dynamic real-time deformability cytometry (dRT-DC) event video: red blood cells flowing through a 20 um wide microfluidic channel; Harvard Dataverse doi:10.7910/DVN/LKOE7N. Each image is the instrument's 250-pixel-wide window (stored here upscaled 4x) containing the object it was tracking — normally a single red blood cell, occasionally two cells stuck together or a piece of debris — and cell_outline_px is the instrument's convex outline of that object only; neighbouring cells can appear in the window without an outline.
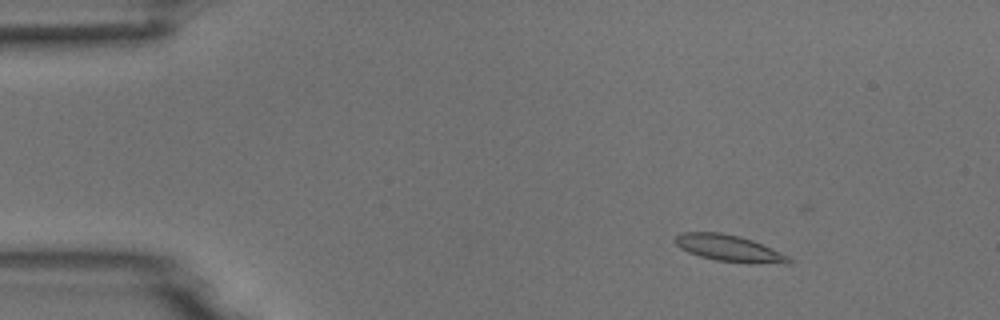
{"species": "common noctule bat (a hibernating species)", "species_latin": "Nyctalus noctula", "temperature_condition": "room temperature", "stored_images_in_passage": 6, "camera_frame_rate_fps": 3000, "um_per_image_px": 0.085, "animal": {"sex": "male", "body_mass_g": 18.8}, "frame": {"image": 1, "passage_image": 3, "time_ms": 0.667, "image_size_px": [1000, 320], "cell_outline_px": [[792, 260], [788, 264], [748, 264], [716, 260], [700, 256], [688, 252], [680, 248], [676, 244], [676, 236], [684, 232], [720, 232], [740, 236], [752, 240], [780, 252], [788, 256]], "centroid_in_image_um": [62.01, 21.12], "position_along_channel_um": 23.0, "area_um2": 17.63}}